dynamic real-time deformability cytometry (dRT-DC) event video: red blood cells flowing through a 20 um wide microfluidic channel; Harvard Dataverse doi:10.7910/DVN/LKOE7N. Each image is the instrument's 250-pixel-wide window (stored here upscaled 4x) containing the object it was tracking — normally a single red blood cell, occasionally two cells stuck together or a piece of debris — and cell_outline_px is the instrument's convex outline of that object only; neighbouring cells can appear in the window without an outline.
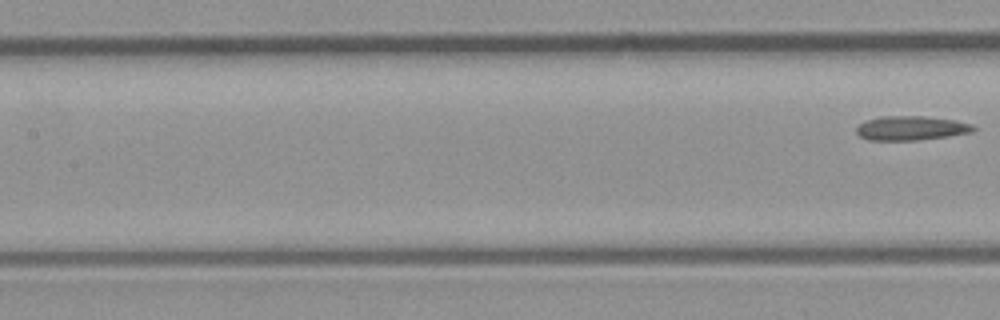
{"species": "common noctule bat (a hibernating species)", "species_latin": "Nyctalus noctula", "temperature_condition": "room temperature", "stored_images_in_passage": 4, "segment_of_instrument_passage": [2, 2], "camera_frame_rate_fps": 3000, "um_per_image_px": 0.085, "animal": {"sex": "male", "body_mass_g": 23.1, "forearm_length_mm": 52.7}, "frame": {"image": 1, "passage_image": 4, "time_ms": 3.667, "image_size_px": [1000, 320], "cell_outline_px": [[976, 128], [972, 132], [948, 136], [916, 140], [868, 140], [860, 136], [856, 132], [856, 128], [864, 120], [880, 116], [924, 116], [956, 120], [972, 124]], "centroid_in_image_um": [77.43, 10.88], "position_along_channel_um": 130.0, "area_um2": 16.59}}